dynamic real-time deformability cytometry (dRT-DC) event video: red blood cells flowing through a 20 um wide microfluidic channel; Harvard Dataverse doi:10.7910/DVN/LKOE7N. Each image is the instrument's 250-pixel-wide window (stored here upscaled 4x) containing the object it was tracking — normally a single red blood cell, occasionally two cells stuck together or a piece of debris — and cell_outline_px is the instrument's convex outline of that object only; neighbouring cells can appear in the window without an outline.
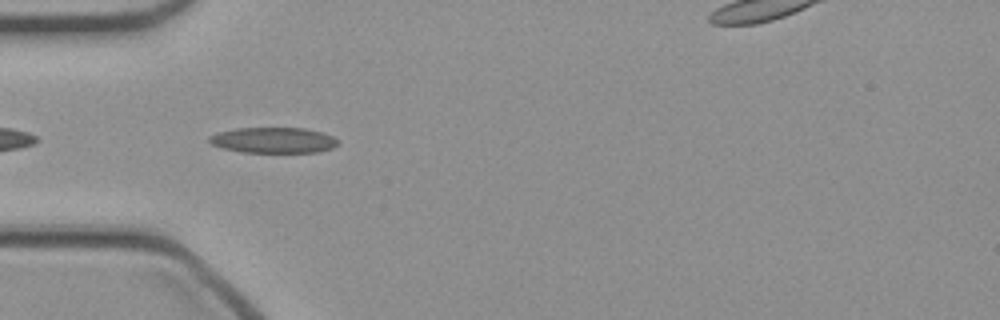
{"species": "common noctule bat (a hibernating species)", "species_latin": "Nyctalus noctula", "temperature_condition": "cold", "stored_images_in_passage": 30, "camera_frame_rate_fps": 3000, "um_per_image_px": 0.085, "animal": {"sex": "female", "body_mass_g": 21.9}, "frame": {"image": 1, "passage_image": 2, "time_ms": 0.333, "image_size_px": [1000, 320], "cell_outline_px": [[340, 144], [332, 148], [320, 152], [240, 152], [220, 148], [212, 144], [208, 140], [208, 136], [216, 132], [236, 128], [304, 128], [320, 132], [332, 136], [340, 140]], "centroid_in_image_um": [23.23, 11.92], "position_along_channel_um": 61.8, "area_um2": 19.48}}
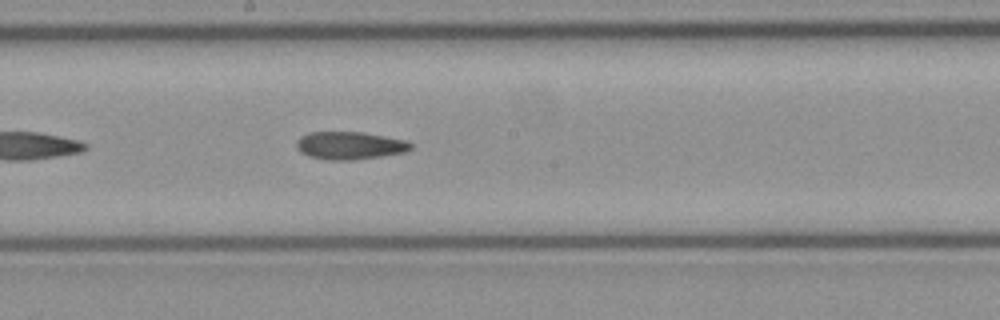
{"frame": {"image": 2, "passage_image": 13, "time_ms": 4.0, "image_size_px": [1000, 320], "cell_outline_px": [[412, 148], [404, 152], [380, 156], [352, 160], [332, 160], [308, 156], [300, 152], [296, 148], [296, 140], [300, 136], [308, 132], [360, 132], [408, 140], [412, 144]], "centroid_in_image_um": [29.7, 12.36], "position_along_channel_um": 218.5, "area_um2": 18.5}}
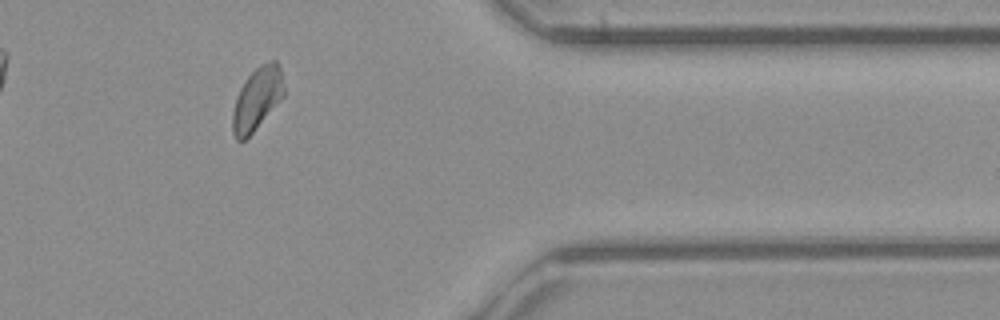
{"frame": {"image": 3, "passage_image": 27, "time_ms": 8.667, "image_size_px": [1000, 320], "cell_outline_px": [[284, 96], [252, 132], [244, 140], [236, 140], [232, 132], [232, 112], [240, 88], [248, 76], [260, 64], [268, 60], [276, 60], [280, 68], [284, 88]], "centroid_in_image_um": [21.84, 8.38], "position_along_channel_um": 389.6, "area_um2": 18.5}}